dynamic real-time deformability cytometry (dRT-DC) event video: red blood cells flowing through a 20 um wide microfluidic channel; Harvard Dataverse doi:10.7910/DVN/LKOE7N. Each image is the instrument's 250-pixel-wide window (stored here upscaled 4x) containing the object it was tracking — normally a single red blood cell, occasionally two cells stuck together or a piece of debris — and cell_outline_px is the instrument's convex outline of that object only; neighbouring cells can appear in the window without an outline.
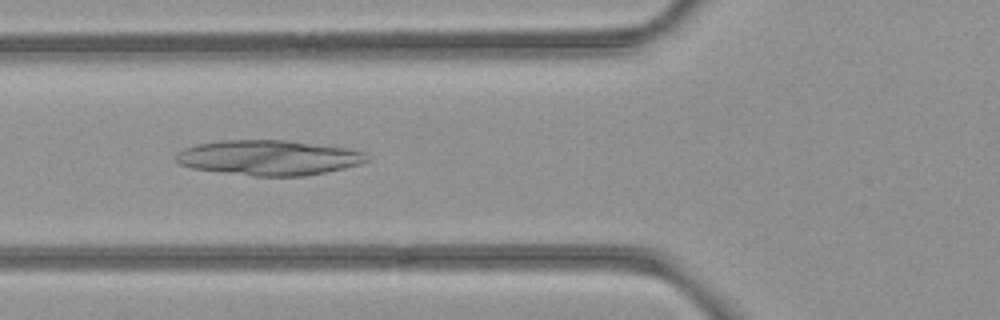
{"species": "common noctule bat (a hibernating species)", "species_latin": "Nyctalus noctula", "temperature_condition": "room temperature", "stored_images_in_passage": 7, "camera_frame_rate_fps": 3000, "um_per_image_px": 0.085, "animal": {"sex": "female", "body_mass_g": 21.9}, "frame": {"image": 1, "passage_image": 4, "time_ms": 1.0, "image_size_px": [1000, 320], "cell_outline_px": [[368, 160], [360, 164], [344, 168], [304, 176], [252, 176], [220, 172], [192, 168], [180, 164], [176, 160], [176, 152], [184, 148], [196, 144], [220, 140], [284, 140], [348, 148], [364, 152], [368, 156]], "centroid_in_image_um": [22.82, 13.4], "position_along_channel_um": 103.0, "area_um2": 39.02}}
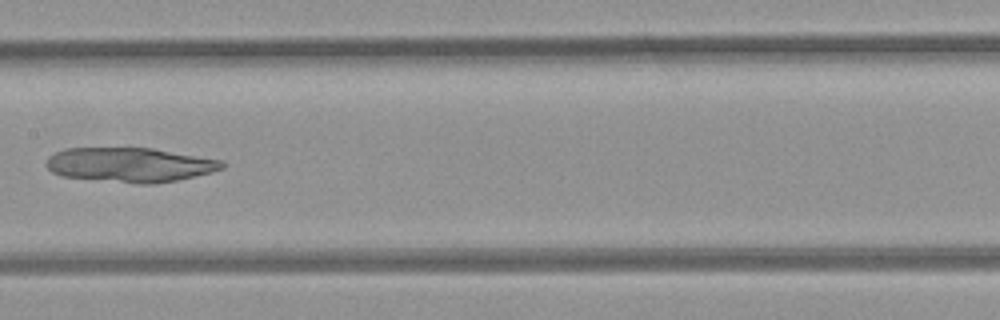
{"frame": {"image": 2, "passage_image": 6, "time_ms": 1.667, "image_size_px": [1000, 320], "cell_outline_px": [[224, 168], [212, 172], [176, 180], [156, 184], [140, 184], [60, 176], [52, 172], [44, 164], [48, 156], [64, 148], [152, 148], [224, 160]], "centroid_in_image_um": [11.04, 14.01], "position_along_channel_um": 196.4, "area_um2": 35.49}}
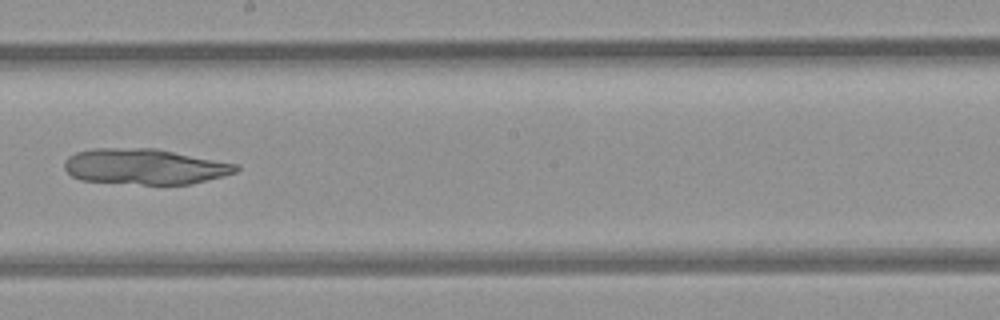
{"frame": {"image": 3, "passage_image": 7, "time_ms": 2.0, "image_size_px": [1000, 320], "cell_outline_px": [[240, 168], [236, 172], [192, 184], [144, 184], [80, 180], [72, 176], [64, 168], [64, 164], [68, 156], [76, 152], [96, 148], [156, 148], [240, 164]], "centroid_in_image_um": [12.33, 14.15], "position_along_channel_um": 235.9, "area_um2": 35.66}}